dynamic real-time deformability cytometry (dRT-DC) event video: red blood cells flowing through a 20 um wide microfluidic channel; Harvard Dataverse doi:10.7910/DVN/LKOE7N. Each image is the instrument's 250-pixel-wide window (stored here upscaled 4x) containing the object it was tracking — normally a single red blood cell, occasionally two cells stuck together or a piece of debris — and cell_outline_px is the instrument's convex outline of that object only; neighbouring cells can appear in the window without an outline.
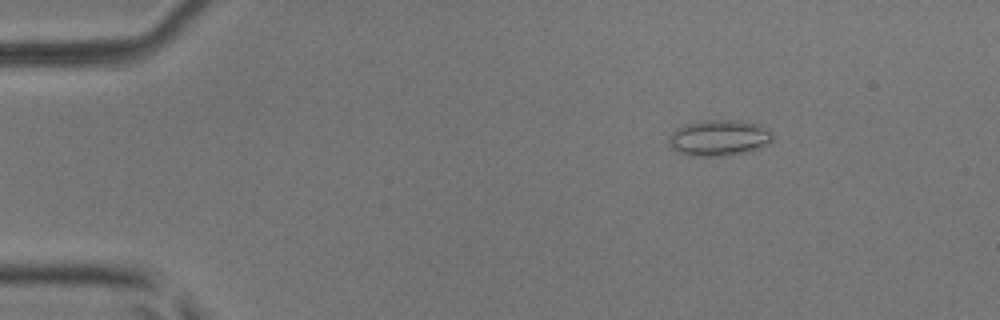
{"species": "common noctule bat (a hibernating species)", "species_latin": "Nyctalus noctula", "temperature_condition": "room temperature", "stored_images_in_passage": 44, "camera_frame_rate_fps": 3000, "um_per_image_px": 0.085, "animal": {"sex": "male", "body_mass_g": 17.9, "forearm_length_mm": 54.2}, "frame": {"image": 1, "passage_image": 1, "time_ms": 0.0, "image_size_px": [1000, 320], "cell_outline_px": [[772, 140], [768, 144], [740, 152], [720, 156], [688, 156], [676, 152], [672, 148], [668, 140], [672, 132], [676, 128], [684, 124], [704, 120], [736, 120], [760, 124], [768, 128], [772, 132]], "centroid_in_image_um": [61.07, 11.7], "position_along_channel_um": 23.9, "area_um2": 21.68}}
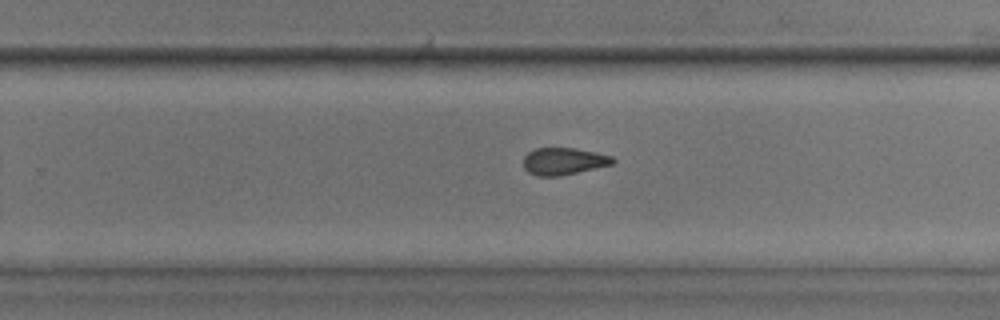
{"frame": {"image": 2, "passage_image": 26, "time_ms": 8.333, "image_size_px": [1000, 320], "cell_outline_px": [[616, 160], [612, 164], [560, 176], [536, 176], [528, 172], [524, 168], [524, 156], [528, 152], [536, 148], [576, 148], [596, 152], [612, 156]], "centroid_in_image_um": [47.9, 13.7], "position_along_channel_um": 281.9, "area_um2": 14.1}}
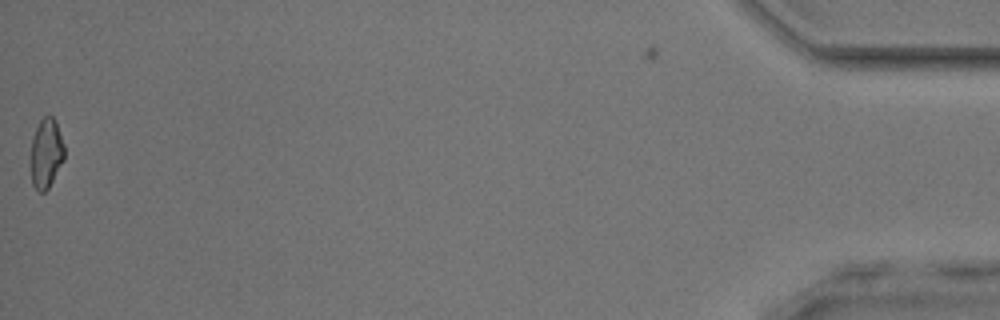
{"frame": {"image": 3, "passage_image": 44, "time_ms": 14.333, "image_size_px": [1000, 320], "cell_outline_px": [[64, 160], [48, 188], [44, 192], [40, 192], [32, 184], [28, 160], [32, 136], [40, 120], [44, 116], [52, 116], [56, 120], [64, 144]], "centroid_in_image_um": [3.88, 13.03], "position_along_channel_um": 431.3, "area_um2": 14.16}, "authors_computed_cell_mechanics": {"area_um2": 14.5367, "velocity_mm_per_s": 4.0951, "shape_relaxation_time_tau1_ms": 6.5787, "shape_relaxation_time_tau2_ms": 2.5778, "deformation_change_tau1": 0.1198, "deformation_change_tau2": 0.1065}}